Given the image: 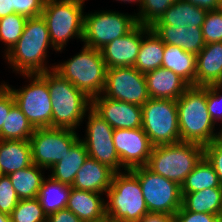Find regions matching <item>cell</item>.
Instances as JSON below:
<instances>
[{"mask_svg":"<svg viewBox=\"0 0 222 222\" xmlns=\"http://www.w3.org/2000/svg\"><path fill=\"white\" fill-rule=\"evenodd\" d=\"M52 46L46 22L42 16L28 18L24 31L5 59L20 74L43 73L54 69L44 62ZM45 63V64H44Z\"/></svg>","mask_w":222,"mask_h":222,"instance_id":"cell-2","label":"cell"},{"mask_svg":"<svg viewBox=\"0 0 222 222\" xmlns=\"http://www.w3.org/2000/svg\"><path fill=\"white\" fill-rule=\"evenodd\" d=\"M114 173L108 166L88 157L78 170L71 187L101 194L107 193Z\"/></svg>","mask_w":222,"mask_h":222,"instance_id":"cell-22","label":"cell"},{"mask_svg":"<svg viewBox=\"0 0 222 222\" xmlns=\"http://www.w3.org/2000/svg\"><path fill=\"white\" fill-rule=\"evenodd\" d=\"M176 1L179 0H142L136 15L138 24L151 26Z\"/></svg>","mask_w":222,"mask_h":222,"instance_id":"cell-35","label":"cell"},{"mask_svg":"<svg viewBox=\"0 0 222 222\" xmlns=\"http://www.w3.org/2000/svg\"><path fill=\"white\" fill-rule=\"evenodd\" d=\"M204 157L215 169L222 186V136L204 146Z\"/></svg>","mask_w":222,"mask_h":222,"instance_id":"cell-38","label":"cell"},{"mask_svg":"<svg viewBox=\"0 0 222 222\" xmlns=\"http://www.w3.org/2000/svg\"><path fill=\"white\" fill-rule=\"evenodd\" d=\"M161 67L176 73L189 86H196V55L181 47L165 44Z\"/></svg>","mask_w":222,"mask_h":222,"instance_id":"cell-26","label":"cell"},{"mask_svg":"<svg viewBox=\"0 0 222 222\" xmlns=\"http://www.w3.org/2000/svg\"><path fill=\"white\" fill-rule=\"evenodd\" d=\"M207 12L190 2L179 0L172 4L152 25L201 27Z\"/></svg>","mask_w":222,"mask_h":222,"instance_id":"cell-23","label":"cell"},{"mask_svg":"<svg viewBox=\"0 0 222 222\" xmlns=\"http://www.w3.org/2000/svg\"><path fill=\"white\" fill-rule=\"evenodd\" d=\"M113 143L124 170L147 165L153 145L142 127L114 129Z\"/></svg>","mask_w":222,"mask_h":222,"instance_id":"cell-15","label":"cell"},{"mask_svg":"<svg viewBox=\"0 0 222 222\" xmlns=\"http://www.w3.org/2000/svg\"><path fill=\"white\" fill-rule=\"evenodd\" d=\"M101 193L71 188L66 208L83 222H108Z\"/></svg>","mask_w":222,"mask_h":222,"instance_id":"cell-18","label":"cell"},{"mask_svg":"<svg viewBox=\"0 0 222 222\" xmlns=\"http://www.w3.org/2000/svg\"><path fill=\"white\" fill-rule=\"evenodd\" d=\"M47 222H83L71 210L67 208L59 210L47 216Z\"/></svg>","mask_w":222,"mask_h":222,"instance_id":"cell-43","label":"cell"},{"mask_svg":"<svg viewBox=\"0 0 222 222\" xmlns=\"http://www.w3.org/2000/svg\"><path fill=\"white\" fill-rule=\"evenodd\" d=\"M19 200L10 178L3 175L0 178V212L10 215Z\"/></svg>","mask_w":222,"mask_h":222,"instance_id":"cell-37","label":"cell"},{"mask_svg":"<svg viewBox=\"0 0 222 222\" xmlns=\"http://www.w3.org/2000/svg\"><path fill=\"white\" fill-rule=\"evenodd\" d=\"M46 0H12V9L15 13L26 18L41 16Z\"/></svg>","mask_w":222,"mask_h":222,"instance_id":"cell-40","label":"cell"},{"mask_svg":"<svg viewBox=\"0 0 222 222\" xmlns=\"http://www.w3.org/2000/svg\"><path fill=\"white\" fill-rule=\"evenodd\" d=\"M138 178L149 212L174 215L182 207L181 186L146 166L131 170Z\"/></svg>","mask_w":222,"mask_h":222,"instance_id":"cell-11","label":"cell"},{"mask_svg":"<svg viewBox=\"0 0 222 222\" xmlns=\"http://www.w3.org/2000/svg\"><path fill=\"white\" fill-rule=\"evenodd\" d=\"M176 104L180 141L205 146L222 136L221 130L214 133L215 123L207 108V86H189Z\"/></svg>","mask_w":222,"mask_h":222,"instance_id":"cell-1","label":"cell"},{"mask_svg":"<svg viewBox=\"0 0 222 222\" xmlns=\"http://www.w3.org/2000/svg\"><path fill=\"white\" fill-rule=\"evenodd\" d=\"M27 19L28 18L18 13L0 18V41L7 46L5 54L8 53L20 39Z\"/></svg>","mask_w":222,"mask_h":222,"instance_id":"cell-33","label":"cell"},{"mask_svg":"<svg viewBox=\"0 0 222 222\" xmlns=\"http://www.w3.org/2000/svg\"><path fill=\"white\" fill-rule=\"evenodd\" d=\"M124 172L114 173L106 193L108 222H138L149 212L137 176L131 170Z\"/></svg>","mask_w":222,"mask_h":222,"instance_id":"cell-4","label":"cell"},{"mask_svg":"<svg viewBox=\"0 0 222 222\" xmlns=\"http://www.w3.org/2000/svg\"><path fill=\"white\" fill-rule=\"evenodd\" d=\"M92 108L113 129L142 127L141 106L119 100H111L102 94L92 99Z\"/></svg>","mask_w":222,"mask_h":222,"instance_id":"cell-16","label":"cell"},{"mask_svg":"<svg viewBox=\"0 0 222 222\" xmlns=\"http://www.w3.org/2000/svg\"><path fill=\"white\" fill-rule=\"evenodd\" d=\"M150 28L164 44L181 47L194 55L200 53L205 46L201 27L151 25Z\"/></svg>","mask_w":222,"mask_h":222,"instance_id":"cell-19","label":"cell"},{"mask_svg":"<svg viewBox=\"0 0 222 222\" xmlns=\"http://www.w3.org/2000/svg\"><path fill=\"white\" fill-rule=\"evenodd\" d=\"M138 222H176L174 215L148 212Z\"/></svg>","mask_w":222,"mask_h":222,"instance_id":"cell-44","label":"cell"},{"mask_svg":"<svg viewBox=\"0 0 222 222\" xmlns=\"http://www.w3.org/2000/svg\"><path fill=\"white\" fill-rule=\"evenodd\" d=\"M142 109V129L153 146L180 142L175 100L150 98Z\"/></svg>","mask_w":222,"mask_h":222,"instance_id":"cell-9","label":"cell"},{"mask_svg":"<svg viewBox=\"0 0 222 222\" xmlns=\"http://www.w3.org/2000/svg\"><path fill=\"white\" fill-rule=\"evenodd\" d=\"M22 75L32 80L24 88L13 89L5 82L4 85L11 91L16 105L34 128L52 127V103L48 90V71Z\"/></svg>","mask_w":222,"mask_h":222,"instance_id":"cell-8","label":"cell"},{"mask_svg":"<svg viewBox=\"0 0 222 222\" xmlns=\"http://www.w3.org/2000/svg\"><path fill=\"white\" fill-rule=\"evenodd\" d=\"M54 70L91 99L103 93L107 66L98 49L84 45L80 53Z\"/></svg>","mask_w":222,"mask_h":222,"instance_id":"cell-6","label":"cell"},{"mask_svg":"<svg viewBox=\"0 0 222 222\" xmlns=\"http://www.w3.org/2000/svg\"><path fill=\"white\" fill-rule=\"evenodd\" d=\"M35 128L16 103L6 116L0 132V140H29Z\"/></svg>","mask_w":222,"mask_h":222,"instance_id":"cell-32","label":"cell"},{"mask_svg":"<svg viewBox=\"0 0 222 222\" xmlns=\"http://www.w3.org/2000/svg\"><path fill=\"white\" fill-rule=\"evenodd\" d=\"M15 104L11 91L3 84L0 85V132L11 107Z\"/></svg>","mask_w":222,"mask_h":222,"instance_id":"cell-42","label":"cell"},{"mask_svg":"<svg viewBox=\"0 0 222 222\" xmlns=\"http://www.w3.org/2000/svg\"><path fill=\"white\" fill-rule=\"evenodd\" d=\"M103 96L143 106L149 99L144 73L135 67L107 68Z\"/></svg>","mask_w":222,"mask_h":222,"instance_id":"cell-13","label":"cell"},{"mask_svg":"<svg viewBox=\"0 0 222 222\" xmlns=\"http://www.w3.org/2000/svg\"><path fill=\"white\" fill-rule=\"evenodd\" d=\"M85 0H46L41 16L44 18L52 46L60 51L68 40H82Z\"/></svg>","mask_w":222,"mask_h":222,"instance_id":"cell-7","label":"cell"},{"mask_svg":"<svg viewBox=\"0 0 222 222\" xmlns=\"http://www.w3.org/2000/svg\"><path fill=\"white\" fill-rule=\"evenodd\" d=\"M220 89H222L220 85L207 86V108L215 124L217 120L218 122L219 120L222 121V95H220Z\"/></svg>","mask_w":222,"mask_h":222,"instance_id":"cell-39","label":"cell"},{"mask_svg":"<svg viewBox=\"0 0 222 222\" xmlns=\"http://www.w3.org/2000/svg\"><path fill=\"white\" fill-rule=\"evenodd\" d=\"M164 48L165 44L150 26L142 25V42L134 67L144 74L160 68L164 58Z\"/></svg>","mask_w":222,"mask_h":222,"instance_id":"cell-24","label":"cell"},{"mask_svg":"<svg viewBox=\"0 0 222 222\" xmlns=\"http://www.w3.org/2000/svg\"><path fill=\"white\" fill-rule=\"evenodd\" d=\"M204 157V146L191 142H178L153 146L146 167L178 185H182Z\"/></svg>","mask_w":222,"mask_h":222,"instance_id":"cell-5","label":"cell"},{"mask_svg":"<svg viewBox=\"0 0 222 222\" xmlns=\"http://www.w3.org/2000/svg\"><path fill=\"white\" fill-rule=\"evenodd\" d=\"M40 169L44 170L43 168L32 164L27 168L20 169L8 175L17 197L20 200L37 198L45 178Z\"/></svg>","mask_w":222,"mask_h":222,"instance_id":"cell-30","label":"cell"},{"mask_svg":"<svg viewBox=\"0 0 222 222\" xmlns=\"http://www.w3.org/2000/svg\"><path fill=\"white\" fill-rule=\"evenodd\" d=\"M150 98L178 100L189 85L173 71L160 67L144 74Z\"/></svg>","mask_w":222,"mask_h":222,"instance_id":"cell-20","label":"cell"},{"mask_svg":"<svg viewBox=\"0 0 222 222\" xmlns=\"http://www.w3.org/2000/svg\"><path fill=\"white\" fill-rule=\"evenodd\" d=\"M88 157L87 149L81 139H79L68 153L50 168L52 174L49 176L56 181L72 186L78 170L83 166Z\"/></svg>","mask_w":222,"mask_h":222,"instance_id":"cell-27","label":"cell"},{"mask_svg":"<svg viewBox=\"0 0 222 222\" xmlns=\"http://www.w3.org/2000/svg\"><path fill=\"white\" fill-rule=\"evenodd\" d=\"M3 175H4V174H3L2 170H1V167H0V178H1Z\"/></svg>","mask_w":222,"mask_h":222,"instance_id":"cell-49","label":"cell"},{"mask_svg":"<svg viewBox=\"0 0 222 222\" xmlns=\"http://www.w3.org/2000/svg\"><path fill=\"white\" fill-rule=\"evenodd\" d=\"M142 42V24L100 49L107 68L134 67Z\"/></svg>","mask_w":222,"mask_h":222,"instance_id":"cell-17","label":"cell"},{"mask_svg":"<svg viewBox=\"0 0 222 222\" xmlns=\"http://www.w3.org/2000/svg\"><path fill=\"white\" fill-rule=\"evenodd\" d=\"M222 188L213 166L203 157L181 185V193Z\"/></svg>","mask_w":222,"mask_h":222,"instance_id":"cell-31","label":"cell"},{"mask_svg":"<svg viewBox=\"0 0 222 222\" xmlns=\"http://www.w3.org/2000/svg\"><path fill=\"white\" fill-rule=\"evenodd\" d=\"M118 1H123V2H128V3H139V7L141 6L142 0H118Z\"/></svg>","mask_w":222,"mask_h":222,"instance_id":"cell-48","label":"cell"},{"mask_svg":"<svg viewBox=\"0 0 222 222\" xmlns=\"http://www.w3.org/2000/svg\"><path fill=\"white\" fill-rule=\"evenodd\" d=\"M136 15H126L116 11L94 12L84 15V45L102 49L116 38L123 37L137 25Z\"/></svg>","mask_w":222,"mask_h":222,"instance_id":"cell-10","label":"cell"},{"mask_svg":"<svg viewBox=\"0 0 222 222\" xmlns=\"http://www.w3.org/2000/svg\"><path fill=\"white\" fill-rule=\"evenodd\" d=\"M10 218L11 222H47V215L37 198L19 200Z\"/></svg>","mask_w":222,"mask_h":222,"instance_id":"cell-34","label":"cell"},{"mask_svg":"<svg viewBox=\"0 0 222 222\" xmlns=\"http://www.w3.org/2000/svg\"><path fill=\"white\" fill-rule=\"evenodd\" d=\"M222 82V42L205 44L196 55V86L220 85Z\"/></svg>","mask_w":222,"mask_h":222,"instance_id":"cell-21","label":"cell"},{"mask_svg":"<svg viewBox=\"0 0 222 222\" xmlns=\"http://www.w3.org/2000/svg\"><path fill=\"white\" fill-rule=\"evenodd\" d=\"M176 222H222L221 215L187 211L183 206L174 214Z\"/></svg>","mask_w":222,"mask_h":222,"instance_id":"cell-41","label":"cell"},{"mask_svg":"<svg viewBox=\"0 0 222 222\" xmlns=\"http://www.w3.org/2000/svg\"><path fill=\"white\" fill-rule=\"evenodd\" d=\"M88 113L86 138L81 141L89 157L108 166L115 173L120 172L124 168L113 143L114 129L92 107Z\"/></svg>","mask_w":222,"mask_h":222,"instance_id":"cell-14","label":"cell"},{"mask_svg":"<svg viewBox=\"0 0 222 222\" xmlns=\"http://www.w3.org/2000/svg\"><path fill=\"white\" fill-rule=\"evenodd\" d=\"M79 139L77 132L71 129L35 128L29 139L32 163L46 170L50 169Z\"/></svg>","mask_w":222,"mask_h":222,"instance_id":"cell-12","label":"cell"},{"mask_svg":"<svg viewBox=\"0 0 222 222\" xmlns=\"http://www.w3.org/2000/svg\"><path fill=\"white\" fill-rule=\"evenodd\" d=\"M181 195L182 206L187 211L222 215V188H208Z\"/></svg>","mask_w":222,"mask_h":222,"instance_id":"cell-28","label":"cell"},{"mask_svg":"<svg viewBox=\"0 0 222 222\" xmlns=\"http://www.w3.org/2000/svg\"><path fill=\"white\" fill-rule=\"evenodd\" d=\"M32 164L29 140H0V167L4 175Z\"/></svg>","mask_w":222,"mask_h":222,"instance_id":"cell-25","label":"cell"},{"mask_svg":"<svg viewBox=\"0 0 222 222\" xmlns=\"http://www.w3.org/2000/svg\"><path fill=\"white\" fill-rule=\"evenodd\" d=\"M48 90L52 103V127L75 131L92 107V99L54 69L48 71Z\"/></svg>","mask_w":222,"mask_h":222,"instance_id":"cell-3","label":"cell"},{"mask_svg":"<svg viewBox=\"0 0 222 222\" xmlns=\"http://www.w3.org/2000/svg\"><path fill=\"white\" fill-rule=\"evenodd\" d=\"M207 11L216 10L222 7L220 0H184Z\"/></svg>","mask_w":222,"mask_h":222,"instance_id":"cell-45","label":"cell"},{"mask_svg":"<svg viewBox=\"0 0 222 222\" xmlns=\"http://www.w3.org/2000/svg\"><path fill=\"white\" fill-rule=\"evenodd\" d=\"M0 222H11L10 215L0 212Z\"/></svg>","mask_w":222,"mask_h":222,"instance_id":"cell-47","label":"cell"},{"mask_svg":"<svg viewBox=\"0 0 222 222\" xmlns=\"http://www.w3.org/2000/svg\"><path fill=\"white\" fill-rule=\"evenodd\" d=\"M15 13L12 9V0H0V18Z\"/></svg>","mask_w":222,"mask_h":222,"instance_id":"cell-46","label":"cell"},{"mask_svg":"<svg viewBox=\"0 0 222 222\" xmlns=\"http://www.w3.org/2000/svg\"><path fill=\"white\" fill-rule=\"evenodd\" d=\"M71 188L52 177L44 178L37 199L47 216L66 208Z\"/></svg>","mask_w":222,"mask_h":222,"instance_id":"cell-29","label":"cell"},{"mask_svg":"<svg viewBox=\"0 0 222 222\" xmlns=\"http://www.w3.org/2000/svg\"><path fill=\"white\" fill-rule=\"evenodd\" d=\"M201 29L205 44L222 42V7L207 12Z\"/></svg>","mask_w":222,"mask_h":222,"instance_id":"cell-36","label":"cell"}]
</instances>
